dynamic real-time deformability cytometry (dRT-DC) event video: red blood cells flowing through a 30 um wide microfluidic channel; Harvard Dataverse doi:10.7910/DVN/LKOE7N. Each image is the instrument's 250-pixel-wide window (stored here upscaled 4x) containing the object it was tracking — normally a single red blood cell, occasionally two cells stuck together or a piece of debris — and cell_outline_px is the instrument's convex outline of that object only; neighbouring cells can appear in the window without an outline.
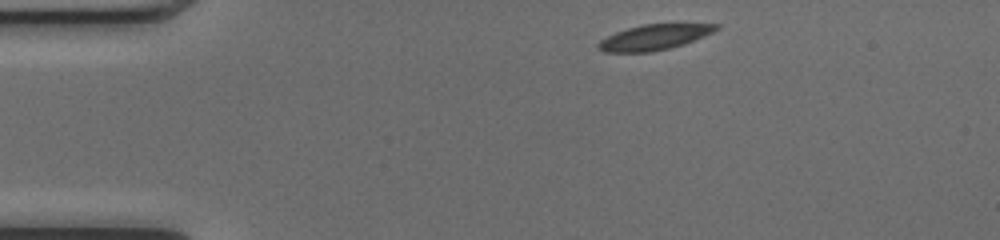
{"species": "common noctule bat (a hibernating species)", "species_latin": "Nyctalus noctula", "temperature_condition": "cold", "stored_images_in_passage": 43, "camera_frame_rate_fps": 3000, "um_per_image_px": 0.085, "animal": {"sex": "female", "body_mass_g": 17.0, "forearm_length_mm": 48.0}, "frame": {"image": 1, "passage_image": 1, "time_ms": 0.0, "image_size_px": [1000, 240], "cell_outline_px": [[720, 28], [704, 36], [684, 44], [652, 52], [604, 52], [596, 48], [596, 44], [600, 40], [616, 32], [628, 28], [644, 24], [720, 24]], "centroid_in_image_um": [55.58, 3.17], "position_along_channel_um": 29.4, "area_um2": 17.34}}
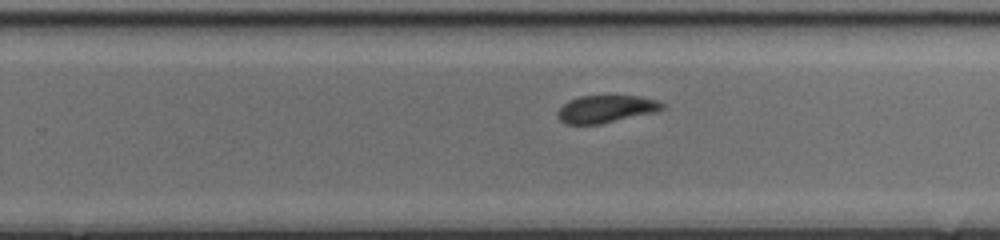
{"frame": {"image": 2, "passage_image": 24, "time_ms": 7.667, "image_size_px": [1000, 240], "cell_outline_px": [[664, 108], [660, 112], [600, 124], [564, 124], [556, 116], [556, 112], [568, 100], [580, 96], [640, 96], [660, 100], [664, 104]], "centroid_in_image_um": [51.55, 9.27], "position_along_channel_um": 278.2, "area_um2": 17.11}}
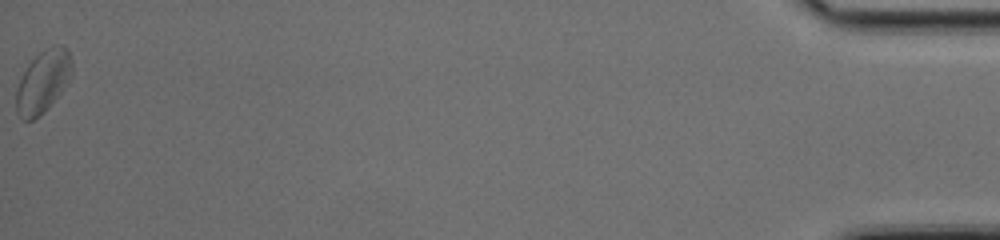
{"frame": {"image": 3, "passage_image": 43, "time_ms": 14.0, "image_size_px": [1000, 240], "cell_outline_px": [[72, 72], [68, 80], [60, 92], [40, 116], [32, 120], [24, 120], [16, 112], [16, 88], [28, 64], [44, 48], [60, 44], [68, 48], [72, 64]], "centroid_in_image_um": [3.65, 6.91], "position_along_channel_um": 431.6, "area_um2": 20.0}, "authors_computed_cell_mechanics": {"area_um2": 17.9758, "velocity_mm_per_s": 4.0552, "shape_relaxation_time_tau1_ms": 3.6523, "shape_relaxation_time_tau2_ms": 2.6164, "deformation_change_tau1": 0.0823, "deformation_change_tau2": 0.082}}